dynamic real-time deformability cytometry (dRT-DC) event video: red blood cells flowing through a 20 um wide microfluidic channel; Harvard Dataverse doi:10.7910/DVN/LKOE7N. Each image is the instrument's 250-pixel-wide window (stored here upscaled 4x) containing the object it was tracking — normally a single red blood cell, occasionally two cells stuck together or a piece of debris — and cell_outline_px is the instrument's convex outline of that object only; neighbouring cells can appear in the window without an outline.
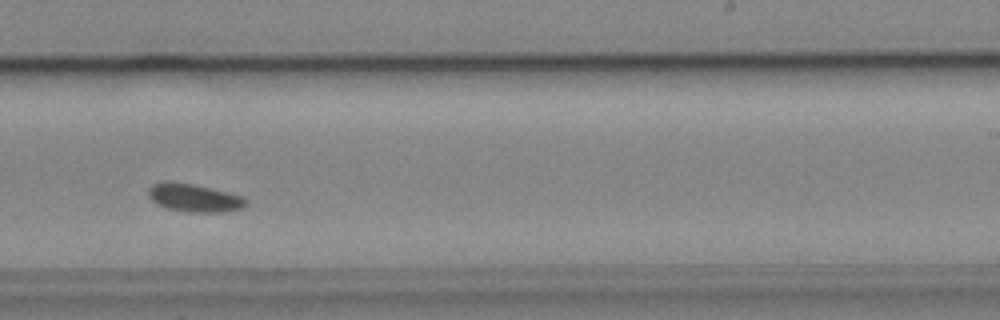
{"species": "common noctule bat (a hibernating species)", "species_latin": "Nyctalus noctula", "temperature_condition": "cold", "stored_images_in_passage": 32, "camera_frame_rate_fps": 3000, "um_per_image_px": 0.085, "animal": {"sex": "male", "body_mass_g": 19.2, "forearm_length_mm": 51.8}, "frame": {"image": 1, "passage_image": 19, "time_ms": 6.0, "image_size_px": [1000, 320], "cell_outline_px": [[248, 204], [244, 208], [224, 212], [188, 212], [168, 208], [156, 204], [148, 196], [148, 188], [152, 184], [164, 180], [168, 180], [192, 184], [244, 196], [248, 200]], "centroid_in_image_um": [16.51, 16.81], "position_along_channel_um": 272.5, "area_um2": 16.18}}